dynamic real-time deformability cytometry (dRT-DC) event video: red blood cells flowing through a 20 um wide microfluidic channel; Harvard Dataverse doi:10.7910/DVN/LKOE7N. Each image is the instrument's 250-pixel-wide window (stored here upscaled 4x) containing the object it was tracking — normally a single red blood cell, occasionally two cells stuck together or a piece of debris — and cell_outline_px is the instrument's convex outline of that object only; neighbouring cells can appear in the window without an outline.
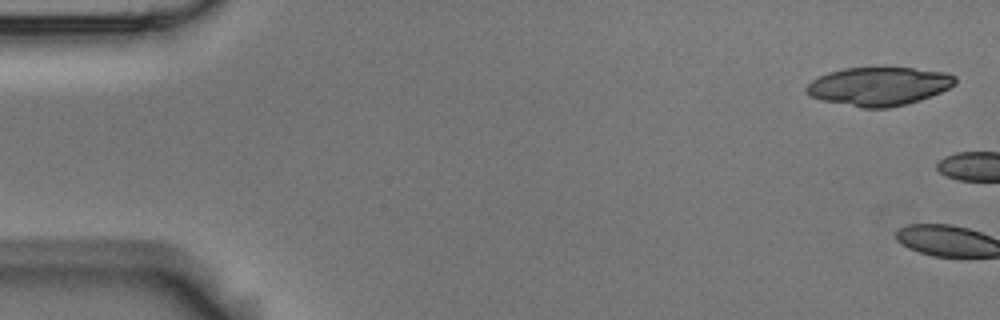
{"species": "Egyptian fruit bat (a non-hibernating species)", "species_latin": "Rousettus aegyptiacus", "temperature_condition": "room temperature", "stored_images_in_passage": 5, "camera_frame_rate_fps": 3000, "um_per_image_px": 0.085, "animal": {"sex": "male"}, "frame": {"image": 1, "passage_image": 1, "time_ms": 0.0, "image_size_px": [1000, 320], "cell_outline_px": [[956, 84], [940, 92], [920, 100], [888, 108], [860, 108], [820, 100], [808, 96], [804, 88], [812, 80], [828, 72], [844, 68], [884, 64], [948, 72], [956, 76]], "centroid_in_image_um": [74.69, 7.29], "position_along_channel_um": 10.3, "area_um2": 34.62}}